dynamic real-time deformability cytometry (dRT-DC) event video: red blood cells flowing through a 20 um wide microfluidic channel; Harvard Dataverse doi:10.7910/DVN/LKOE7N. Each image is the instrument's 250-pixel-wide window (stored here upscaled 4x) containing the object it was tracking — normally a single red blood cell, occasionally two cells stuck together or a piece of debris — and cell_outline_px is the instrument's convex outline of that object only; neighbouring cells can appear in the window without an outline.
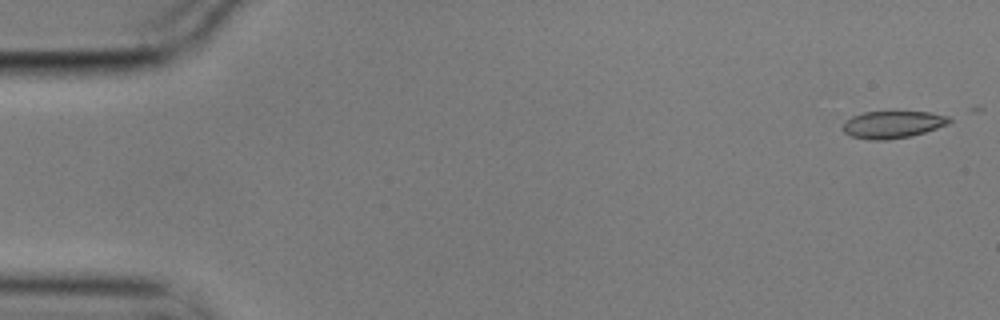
{"species": "common noctule bat (a hibernating species)", "species_latin": "Nyctalus noctula", "temperature_condition": "cold", "stored_images_in_passage": 6, "segment_of_instrument_passage": [1, 2], "camera_frame_rate_fps": 3000, "um_per_image_px": 0.085, "animal": {"sex": "male", "body_mass_g": 17.9}, "frame": {"image": 1, "passage_image": 1, "time_ms": 0.0, "image_size_px": [1000, 320], "cell_outline_px": [[952, 120], [948, 124], [924, 132], [908, 136], [884, 140], [872, 140], [852, 136], [844, 132], [844, 124], [852, 116], [864, 112], [932, 112], [948, 116]], "centroid_in_image_um": [75.91, 10.57], "position_along_channel_um": 9.1, "area_um2": 16.53}}